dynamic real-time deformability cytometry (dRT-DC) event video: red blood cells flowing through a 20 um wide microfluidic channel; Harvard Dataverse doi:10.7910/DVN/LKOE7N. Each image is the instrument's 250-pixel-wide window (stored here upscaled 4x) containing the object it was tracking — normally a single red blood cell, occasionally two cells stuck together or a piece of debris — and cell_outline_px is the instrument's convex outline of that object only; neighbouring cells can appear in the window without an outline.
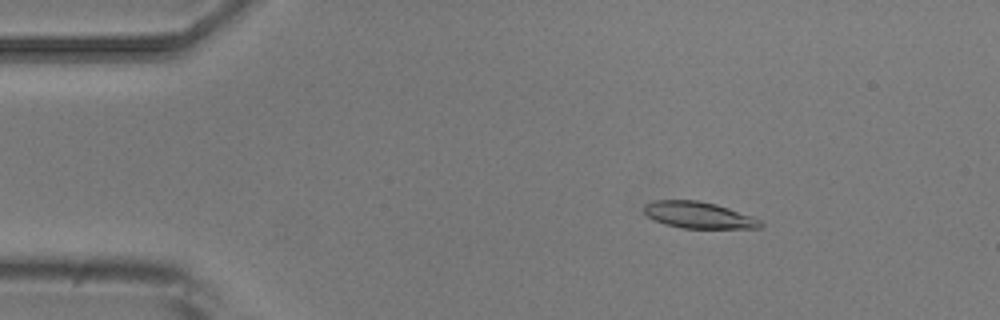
{"species": "common noctule bat (a hibernating species)", "species_latin": "Nyctalus noctula", "temperature_condition": "room temperature", "stored_images_in_passage": 4, "camera_frame_rate_fps": 3000, "um_per_image_px": 0.085, "animal": {"sex": "male", "body_mass_g": 20.5, "forearm_length_mm": 52.5}, "frame": {"image": 1, "passage_image": 2, "time_ms": 2.0, "image_size_px": [1000, 320], "cell_outline_px": [[764, 224], [760, 228], [680, 228], [664, 224], [648, 216], [644, 212], [644, 204], [652, 200], [696, 200], [716, 204], [752, 216], [760, 220]], "centroid_in_image_um": [59.37, 18.28], "position_along_channel_um": 25.6, "area_um2": 17.98}}